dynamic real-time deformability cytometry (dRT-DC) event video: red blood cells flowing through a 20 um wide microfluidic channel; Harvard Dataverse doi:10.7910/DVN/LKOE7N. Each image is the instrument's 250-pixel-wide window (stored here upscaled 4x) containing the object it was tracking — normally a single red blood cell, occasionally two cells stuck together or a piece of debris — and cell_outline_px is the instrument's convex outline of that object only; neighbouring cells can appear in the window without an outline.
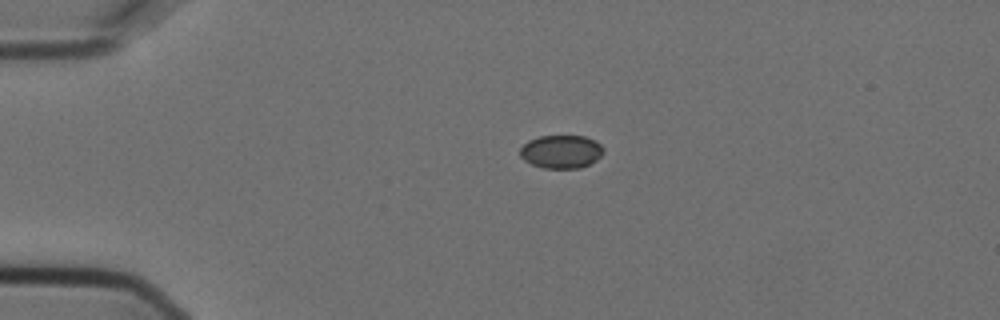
{"species": "Egyptian fruit bat (a non-hibernating species)", "species_latin": "Rousettus aegyptiacus", "temperature_condition": "cold", "stored_images_in_passage": 6, "segment_of_instrument_passage": [2, 2], "camera_frame_rate_fps": 3000, "um_per_image_px": 0.085, "animal": {"sex": "female"}, "frame": {"image": 1, "passage_image": 6, "time_ms": 1.667, "image_size_px": [1000, 320], "cell_outline_px": [[604, 152], [596, 160], [580, 168], [544, 168], [532, 164], [524, 160], [520, 156], [520, 148], [528, 140], [540, 136], [584, 136], [596, 140], [604, 148]], "centroid_in_image_um": [47.71, 12.88], "position_along_channel_um": 37.3, "area_um2": 16.18}}